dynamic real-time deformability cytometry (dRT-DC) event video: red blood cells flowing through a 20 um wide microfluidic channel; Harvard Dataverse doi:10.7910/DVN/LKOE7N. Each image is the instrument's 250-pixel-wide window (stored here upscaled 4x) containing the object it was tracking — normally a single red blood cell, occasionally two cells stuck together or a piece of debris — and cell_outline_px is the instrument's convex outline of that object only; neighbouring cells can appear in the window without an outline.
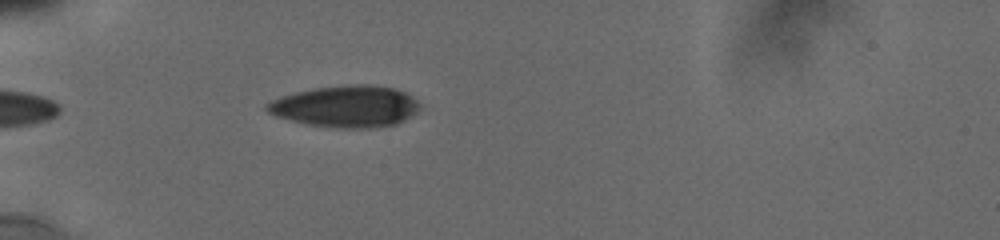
{"species": "human", "species_latin": "Homo sapiens", "temperature_condition": "cold", "stored_images_in_passage": 8, "camera_frame_rate_fps": 3000, "um_per_image_px": 0.085, "donor": {"sex": "male"}, "frame": {"image": 1, "passage_image": 2, "time_ms": 0.333, "image_size_px": [1000, 240], "cell_outline_px": [[420, 108], [416, 112], [404, 120], [396, 124], [376, 128], [332, 128], [308, 124], [276, 116], [268, 112], [264, 108], [264, 104], [280, 96], [296, 92], [316, 88], [352, 84], [368, 84], [396, 88], [412, 96], [420, 104]], "centroid_in_image_um": [29.4, 9.05], "position_along_channel_um": 55.6, "area_um2": 37.22}}
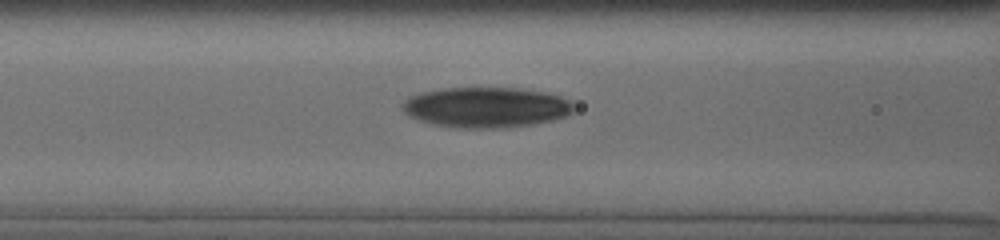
{"frame": {"image": 2, "passage_image": 6, "time_ms": 2.667, "image_size_px": [1000, 240], "cell_outline_px": [[576, 108], [572, 112], [564, 116], [552, 120], [532, 124], [500, 128], [464, 128], [428, 124], [408, 116], [404, 112], [404, 100], [412, 96], [424, 92], [444, 88], [516, 88], [544, 92], [560, 96], [568, 100]], "centroid_in_image_um": [41.31, 9.13], "position_along_channel_um": 125.3, "area_um2": 40.11}}
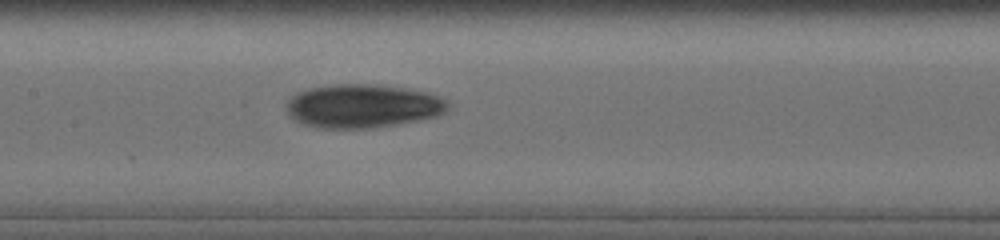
{"frame": {"image": 3, "passage_image": 8, "time_ms": 4.0, "image_size_px": [1000, 240], "cell_outline_px": [[448, 108], [444, 112], [436, 116], [420, 120], [372, 128], [316, 128], [304, 124], [296, 120], [288, 112], [284, 104], [296, 92], [308, 88], [336, 84], [376, 84], [428, 92], [444, 100], [448, 104]], "centroid_in_image_um": [30.79, 9.01], "position_along_channel_um": 176.6, "area_um2": 40.92}}